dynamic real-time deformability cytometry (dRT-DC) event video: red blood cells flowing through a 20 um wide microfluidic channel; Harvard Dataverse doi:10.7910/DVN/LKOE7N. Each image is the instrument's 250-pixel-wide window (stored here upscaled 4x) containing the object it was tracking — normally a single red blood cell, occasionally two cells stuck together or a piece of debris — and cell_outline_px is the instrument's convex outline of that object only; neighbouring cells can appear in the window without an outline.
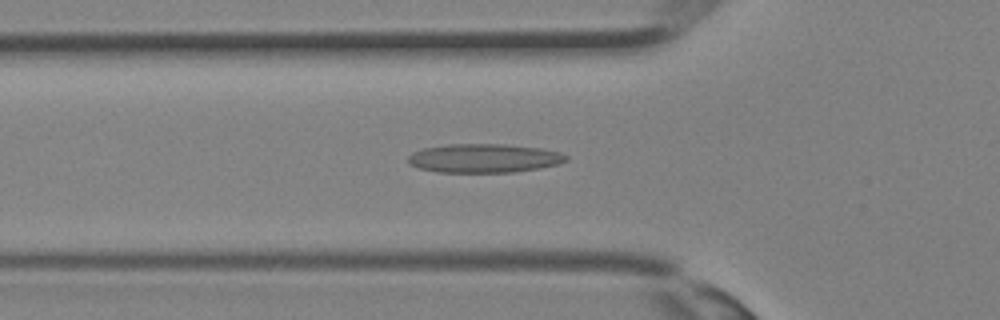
{"species": "Egyptian fruit bat (a non-hibernating species)", "species_latin": "Rousettus aegyptiacus", "temperature_condition": "room temperature", "stored_images_in_passage": 26, "camera_frame_rate_fps": 3000, "um_per_image_px": 0.085, "animal": {"sex": "female"}, "frame": {"image": 1, "passage_image": 3, "time_ms": 0.667, "image_size_px": [1000, 320], "cell_outline_px": [[568, 160], [560, 164], [540, 168], [512, 172], [436, 172], [420, 168], [408, 164], [408, 156], [412, 152], [424, 148], [448, 144], [504, 144], [540, 148], [560, 152], [568, 156]], "centroid_in_image_um": [41.15, 13.45], "position_along_channel_um": 84.7, "area_um2": 26.65}}
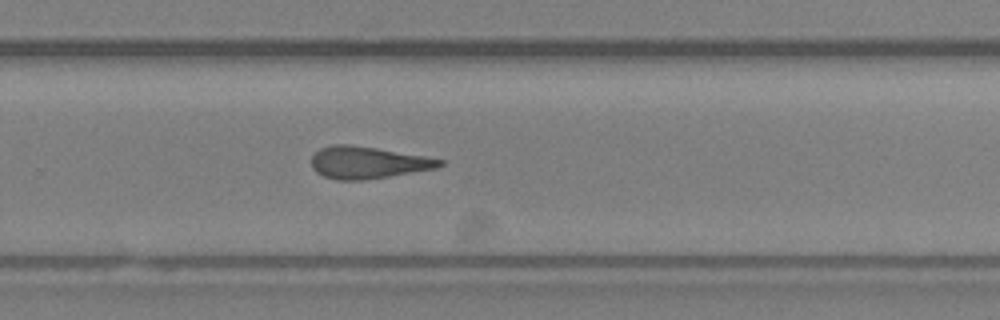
{"frame": {"image": 2, "passage_image": 14, "time_ms": 4.333, "image_size_px": [1000, 320], "cell_outline_px": [[444, 164], [436, 168], [364, 180], [336, 180], [324, 176], [316, 172], [312, 168], [312, 156], [320, 148], [332, 144], [352, 144], [424, 156], [444, 160]], "centroid_in_image_um": [31.22, 13.81], "position_along_channel_um": 298.6, "area_um2": 23.81}}
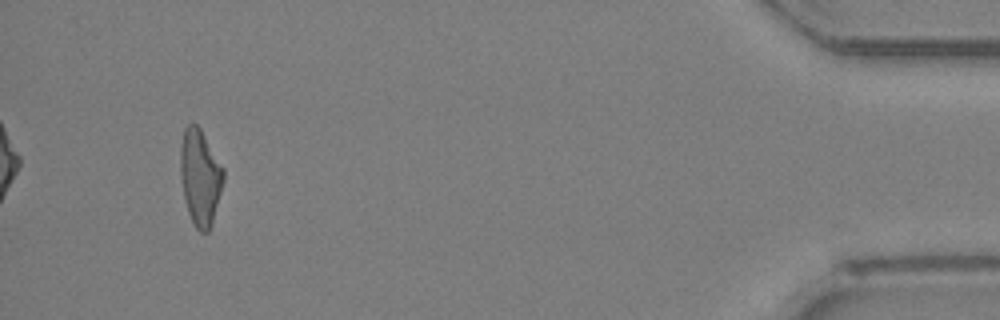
{"frame": {"image": 3, "passage_image": 24, "time_ms": 7.667, "image_size_px": [1000, 320], "cell_outline_px": [[224, 180], [212, 224], [208, 232], [200, 232], [196, 228], [188, 212], [184, 200], [180, 176], [180, 144], [184, 128], [188, 124], [196, 124], [200, 128], [224, 168]], "centroid_in_image_um": [17.0, 15.06], "position_along_channel_um": 418.2, "area_um2": 24.22}}